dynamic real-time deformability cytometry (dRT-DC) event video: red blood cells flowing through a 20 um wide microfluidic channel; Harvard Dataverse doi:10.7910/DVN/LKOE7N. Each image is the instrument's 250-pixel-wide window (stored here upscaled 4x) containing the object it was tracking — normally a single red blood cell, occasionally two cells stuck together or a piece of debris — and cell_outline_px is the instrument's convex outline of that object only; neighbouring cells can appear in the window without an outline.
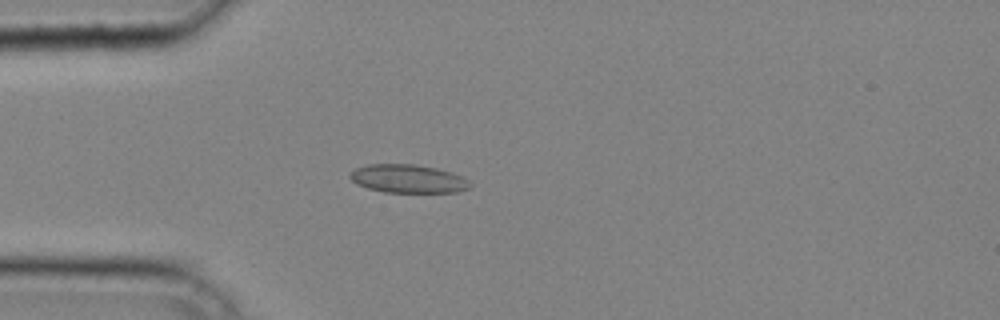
{"species": "common noctule bat (a hibernating species)", "species_latin": "Nyctalus noctula", "temperature_condition": "cold", "stored_images_in_passage": 32, "camera_frame_rate_fps": 3000, "um_per_image_px": 0.085, "animal": {"sex": "male", "body_mass_g": 20.4}, "frame": {"image": 1, "passage_image": 3, "time_ms": 0.667, "image_size_px": [1000, 320], "cell_outline_px": [[472, 184], [468, 188], [456, 192], [384, 192], [368, 188], [356, 184], [348, 176], [356, 168], [368, 164], [416, 164], [436, 168], [464, 176]], "centroid_in_image_um": [34.69, 15.19], "position_along_channel_um": 50.3, "area_um2": 19.83}}
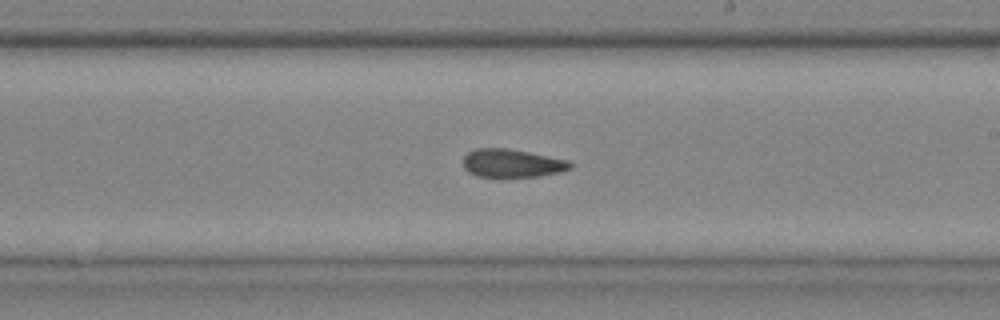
{"frame": {"image": 2, "passage_image": 16, "time_ms": 5.0, "image_size_px": [1000, 320], "cell_outline_px": [[572, 168], [560, 172], [540, 176], [480, 176], [468, 172], [464, 168], [464, 156], [468, 152], [476, 148], [508, 148], [568, 160], [572, 164]], "centroid_in_image_um": [43.53, 13.86], "position_along_channel_um": 245.5, "area_um2": 17.4}}
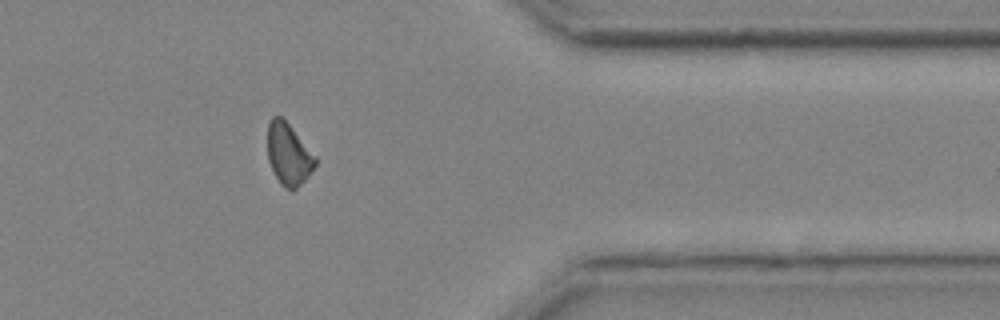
{"frame": {"image": 3, "passage_image": 26, "time_ms": 8.333, "image_size_px": [1000, 320], "cell_outline_px": [[316, 164], [308, 176], [296, 188], [284, 188], [280, 184], [268, 160], [268, 120], [272, 116], [280, 116], [288, 124], [316, 156]], "centroid_in_image_um": [24.51, 13.09], "position_along_channel_um": 386.9, "area_um2": 16.82}}